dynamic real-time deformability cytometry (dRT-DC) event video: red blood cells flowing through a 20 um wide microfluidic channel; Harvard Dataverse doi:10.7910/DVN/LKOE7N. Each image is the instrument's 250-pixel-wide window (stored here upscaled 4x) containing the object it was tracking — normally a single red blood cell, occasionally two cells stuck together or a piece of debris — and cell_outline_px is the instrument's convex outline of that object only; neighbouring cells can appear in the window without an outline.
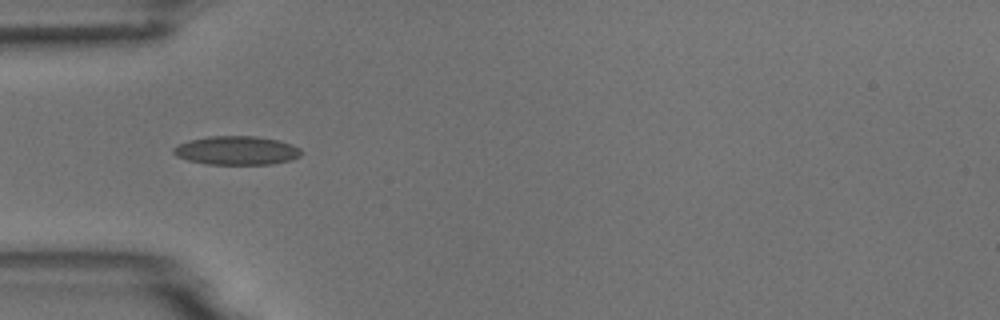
{"species": "common noctule bat (a hibernating species)", "species_latin": "Nyctalus noctula", "temperature_condition": "room temperature", "stored_images_in_passage": 1, "camera_frame_rate_fps": 3000, "um_per_image_px": 0.085, "animal": {"sex": "male", "body_mass_g": 18.8}, "frame": {"image": 1, "passage_image": 1, "time_ms": 0.0, "image_size_px": [1000, 320], "cell_outline_px": [[304, 152], [300, 156], [292, 160], [272, 164], [208, 164], [188, 160], [176, 156], [172, 152], [172, 148], [188, 140], [208, 136], [256, 136], [280, 140], [292, 144], [300, 148]], "centroid_in_image_um": [20.15, 12.78], "position_along_channel_um": 64.9, "area_um2": 21.62}}